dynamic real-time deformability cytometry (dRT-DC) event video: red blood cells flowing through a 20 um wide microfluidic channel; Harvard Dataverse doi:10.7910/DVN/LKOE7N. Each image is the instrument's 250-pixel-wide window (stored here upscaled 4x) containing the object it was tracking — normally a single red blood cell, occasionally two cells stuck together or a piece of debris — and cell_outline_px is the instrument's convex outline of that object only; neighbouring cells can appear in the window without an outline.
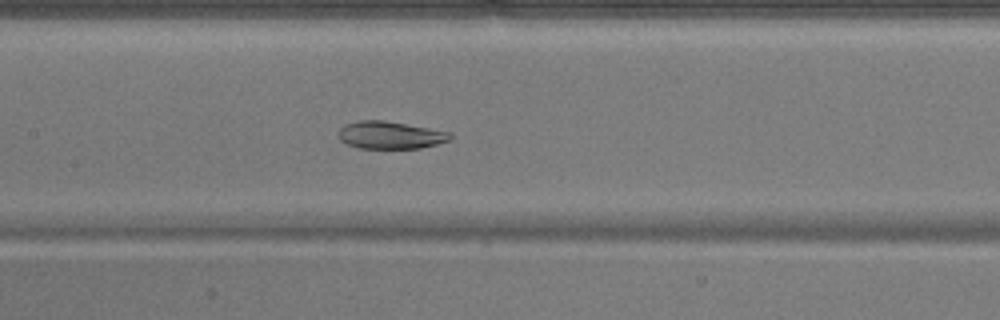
{"species": "common noctule bat (a hibernating species)", "species_latin": "Nyctalus noctula", "temperature_condition": "warm", "stored_images_in_passage": 51, "camera_frame_rate_fps": 3000, "um_per_image_px": 0.085, "animal": {"sex": "male", "body_mass_g": 17.9}, "frame": {"image": 1, "passage_image": 24, "time_ms": 7.667, "image_size_px": [1000, 320], "cell_outline_px": [[452, 136], [448, 140], [436, 144], [420, 148], [360, 148], [348, 144], [340, 140], [336, 136], [336, 132], [344, 124], [356, 120], [384, 120], [452, 132]], "centroid_in_image_um": [33.11, 11.47], "position_along_channel_um": 174.3, "area_um2": 18.03}}
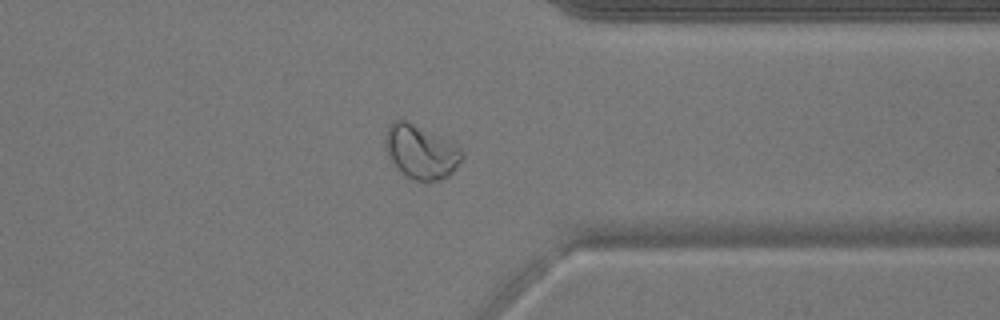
{"frame": {"image": 2, "passage_image": 40, "time_ms": 13.0, "image_size_px": [1000, 320], "cell_outline_px": [[464, 156], [452, 172], [448, 176], [440, 180], [424, 184], [400, 172], [396, 168], [388, 156], [384, 148], [384, 136], [388, 124], [392, 120], [408, 120], [456, 144], [464, 152]], "centroid_in_image_um": [35.74, 12.91], "position_along_channel_um": 375.7, "area_um2": 24.62}}
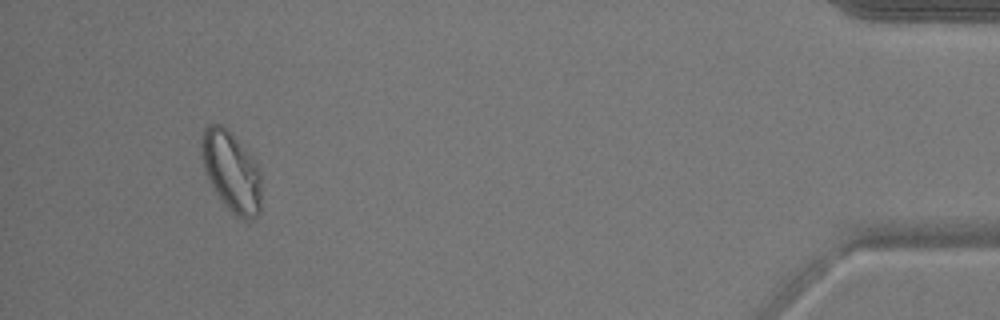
{"frame": {"image": 3, "passage_image": 48, "time_ms": 15.667, "image_size_px": [1000, 320], "cell_outline_px": [[260, 212], [252, 220], [244, 220], [236, 216], [220, 200], [212, 188], [208, 180], [204, 168], [200, 152], [200, 140], [204, 128], [208, 124], [220, 124], [228, 128], [256, 160], [260, 172]], "centroid_in_image_um": [19.65, 14.55], "position_along_channel_um": 415.6, "area_um2": 28.55}, "authors_computed_cell_mechanics": {"area_um2": 24.6228, "velocity_mm_per_s": 3.8747, "shape_relaxation_time_tau1_ms": 3.7267, "shape_relaxation_time_tau2_ms": null, "deformation_change_tau1": 0.1035, "deformation_change_tau2": null}}